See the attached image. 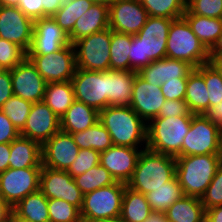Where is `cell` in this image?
Masks as SVG:
<instances>
[{
    "label": "cell",
    "mask_w": 222,
    "mask_h": 222,
    "mask_svg": "<svg viewBox=\"0 0 222 222\" xmlns=\"http://www.w3.org/2000/svg\"><path fill=\"white\" fill-rule=\"evenodd\" d=\"M165 215L169 222H203L205 209L199 197L183 196L172 204Z\"/></svg>",
    "instance_id": "4316f807"
},
{
    "label": "cell",
    "mask_w": 222,
    "mask_h": 222,
    "mask_svg": "<svg viewBox=\"0 0 222 222\" xmlns=\"http://www.w3.org/2000/svg\"><path fill=\"white\" fill-rule=\"evenodd\" d=\"M144 222H169L165 212L152 211Z\"/></svg>",
    "instance_id": "6f0895ef"
},
{
    "label": "cell",
    "mask_w": 222,
    "mask_h": 222,
    "mask_svg": "<svg viewBox=\"0 0 222 222\" xmlns=\"http://www.w3.org/2000/svg\"><path fill=\"white\" fill-rule=\"evenodd\" d=\"M34 21L18 7L0 5V38L15 43L29 51L32 43Z\"/></svg>",
    "instance_id": "5bb4252c"
},
{
    "label": "cell",
    "mask_w": 222,
    "mask_h": 222,
    "mask_svg": "<svg viewBox=\"0 0 222 222\" xmlns=\"http://www.w3.org/2000/svg\"><path fill=\"white\" fill-rule=\"evenodd\" d=\"M32 104L30 101L13 95L2 105L0 110L20 132L26 124Z\"/></svg>",
    "instance_id": "f35d334b"
},
{
    "label": "cell",
    "mask_w": 222,
    "mask_h": 222,
    "mask_svg": "<svg viewBox=\"0 0 222 222\" xmlns=\"http://www.w3.org/2000/svg\"><path fill=\"white\" fill-rule=\"evenodd\" d=\"M46 83L70 81L76 71L73 44L47 55H27Z\"/></svg>",
    "instance_id": "7c38bea8"
},
{
    "label": "cell",
    "mask_w": 222,
    "mask_h": 222,
    "mask_svg": "<svg viewBox=\"0 0 222 222\" xmlns=\"http://www.w3.org/2000/svg\"><path fill=\"white\" fill-rule=\"evenodd\" d=\"M71 135L79 149H94L101 153L113 145L109 132L99 121L86 130Z\"/></svg>",
    "instance_id": "d6a6232c"
},
{
    "label": "cell",
    "mask_w": 222,
    "mask_h": 222,
    "mask_svg": "<svg viewBox=\"0 0 222 222\" xmlns=\"http://www.w3.org/2000/svg\"><path fill=\"white\" fill-rule=\"evenodd\" d=\"M184 100H166L156 118L192 116Z\"/></svg>",
    "instance_id": "bcb514c9"
},
{
    "label": "cell",
    "mask_w": 222,
    "mask_h": 222,
    "mask_svg": "<svg viewBox=\"0 0 222 222\" xmlns=\"http://www.w3.org/2000/svg\"><path fill=\"white\" fill-rule=\"evenodd\" d=\"M12 209L33 222H49L48 199L40 190L30 193Z\"/></svg>",
    "instance_id": "836d02e7"
},
{
    "label": "cell",
    "mask_w": 222,
    "mask_h": 222,
    "mask_svg": "<svg viewBox=\"0 0 222 222\" xmlns=\"http://www.w3.org/2000/svg\"><path fill=\"white\" fill-rule=\"evenodd\" d=\"M75 101L71 80L66 82L47 83L43 102L61 118Z\"/></svg>",
    "instance_id": "f546056e"
},
{
    "label": "cell",
    "mask_w": 222,
    "mask_h": 222,
    "mask_svg": "<svg viewBox=\"0 0 222 222\" xmlns=\"http://www.w3.org/2000/svg\"><path fill=\"white\" fill-rule=\"evenodd\" d=\"M148 16L177 19L183 17L187 0H138Z\"/></svg>",
    "instance_id": "74e56055"
},
{
    "label": "cell",
    "mask_w": 222,
    "mask_h": 222,
    "mask_svg": "<svg viewBox=\"0 0 222 222\" xmlns=\"http://www.w3.org/2000/svg\"><path fill=\"white\" fill-rule=\"evenodd\" d=\"M176 175V158L147 149L141 150L129 182L130 189L147 194L163 186Z\"/></svg>",
    "instance_id": "7a4b0ae2"
},
{
    "label": "cell",
    "mask_w": 222,
    "mask_h": 222,
    "mask_svg": "<svg viewBox=\"0 0 222 222\" xmlns=\"http://www.w3.org/2000/svg\"><path fill=\"white\" fill-rule=\"evenodd\" d=\"M203 77L209 94V108L222 102V76L209 63L195 68Z\"/></svg>",
    "instance_id": "60d3db41"
},
{
    "label": "cell",
    "mask_w": 222,
    "mask_h": 222,
    "mask_svg": "<svg viewBox=\"0 0 222 222\" xmlns=\"http://www.w3.org/2000/svg\"><path fill=\"white\" fill-rule=\"evenodd\" d=\"M222 129L205 114H193L184 137L182 156L221 154Z\"/></svg>",
    "instance_id": "52a82bcc"
},
{
    "label": "cell",
    "mask_w": 222,
    "mask_h": 222,
    "mask_svg": "<svg viewBox=\"0 0 222 222\" xmlns=\"http://www.w3.org/2000/svg\"><path fill=\"white\" fill-rule=\"evenodd\" d=\"M10 143L0 144V173L9 168Z\"/></svg>",
    "instance_id": "f5cc1de1"
},
{
    "label": "cell",
    "mask_w": 222,
    "mask_h": 222,
    "mask_svg": "<svg viewBox=\"0 0 222 222\" xmlns=\"http://www.w3.org/2000/svg\"><path fill=\"white\" fill-rule=\"evenodd\" d=\"M9 168H42L41 145L19 135L10 143Z\"/></svg>",
    "instance_id": "cb8c5ba5"
},
{
    "label": "cell",
    "mask_w": 222,
    "mask_h": 222,
    "mask_svg": "<svg viewBox=\"0 0 222 222\" xmlns=\"http://www.w3.org/2000/svg\"><path fill=\"white\" fill-rule=\"evenodd\" d=\"M221 163V154L176 157V177L184 195L201 198Z\"/></svg>",
    "instance_id": "277c9868"
},
{
    "label": "cell",
    "mask_w": 222,
    "mask_h": 222,
    "mask_svg": "<svg viewBox=\"0 0 222 222\" xmlns=\"http://www.w3.org/2000/svg\"><path fill=\"white\" fill-rule=\"evenodd\" d=\"M49 222H82L80 209L62 199H48Z\"/></svg>",
    "instance_id": "ab89813d"
},
{
    "label": "cell",
    "mask_w": 222,
    "mask_h": 222,
    "mask_svg": "<svg viewBox=\"0 0 222 222\" xmlns=\"http://www.w3.org/2000/svg\"><path fill=\"white\" fill-rule=\"evenodd\" d=\"M110 44V28L75 41L73 47L75 50L76 68L88 71H109Z\"/></svg>",
    "instance_id": "9c48e42d"
},
{
    "label": "cell",
    "mask_w": 222,
    "mask_h": 222,
    "mask_svg": "<svg viewBox=\"0 0 222 222\" xmlns=\"http://www.w3.org/2000/svg\"><path fill=\"white\" fill-rule=\"evenodd\" d=\"M193 70L194 67L188 62L165 57L151 62L137 73L147 83L161 86L171 80H187Z\"/></svg>",
    "instance_id": "7402d4cb"
},
{
    "label": "cell",
    "mask_w": 222,
    "mask_h": 222,
    "mask_svg": "<svg viewBox=\"0 0 222 222\" xmlns=\"http://www.w3.org/2000/svg\"><path fill=\"white\" fill-rule=\"evenodd\" d=\"M13 95L10 70L0 69V109L2 105Z\"/></svg>",
    "instance_id": "f907efd6"
},
{
    "label": "cell",
    "mask_w": 222,
    "mask_h": 222,
    "mask_svg": "<svg viewBox=\"0 0 222 222\" xmlns=\"http://www.w3.org/2000/svg\"><path fill=\"white\" fill-rule=\"evenodd\" d=\"M82 222H125L121 217L111 218V219H101V220H91Z\"/></svg>",
    "instance_id": "6125c7cd"
},
{
    "label": "cell",
    "mask_w": 222,
    "mask_h": 222,
    "mask_svg": "<svg viewBox=\"0 0 222 222\" xmlns=\"http://www.w3.org/2000/svg\"><path fill=\"white\" fill-rule=\"evenodd\" d=\"M200 200L205 210L222 205V163Z\"/></svg>",
    "instance_id": "f6af8a7d"
},
{
    "label": "cell",
    "mask_w": 222,
    "mask_h": 222,
    "mask_svg": "<svg viewBox=\"0 0 222 222\" xmlns=\"http://www.w3.org/2000/svg\"><path fill=\"white\" fill-rule=\"evenodd\" d=\"M71 44L69 35L52 17L34 21L32 43L27 55H47Z\"/></svg>",
    "instance_id": "2e32d148"
},
{
    "label": "cell",
    "mask_w": 222,
    "mask_h": 222,
    "mask_svg": "<svg viewBox=\"0 0 222 222\" xmlns=\"http://www.w3.org/2000/svg\"><path fill=\"white\" fill-rule=\"evenodd\" d=\"M209 54H222V32L214 46L209 50Z\"/></svg>",
    "instance_id": "91938a15"
},
{
    "label": "cell",
    "mask_w": 222,
    "mask_h": 222,
    "mask_svg": "<svg viewBox=\"0 0 222 222\" xmlns=\"http://www.w3.org/2000/svg\"><path fill=\"white\" fill-rule=\"evenodd\" d=\"M165 101L160 86L147 83L138 74L135 76L130 107L145 122L159 115Z\"/></svg>",
    "instance_id": "44dd1931"
},
{
    "label": "cell",
    "mask_w": 222,
    "mask_h": 222,
    "mask_svg": "<svg viewBox=\"0 0 222 222\" xmlns=\"http://www.w3.org/2000/svg\"><path fill=\"white\" fill-rule=\"evenodd\" d=\"M75 100L98 112L108 107V71H88L76 68L71 79Z\"/></svg>",
    "instance_id": "30bf717a"
},
{
    "label": "cell",
    "mask_w": 222,
    "mask_h": 222,
    "mask_svg": "<svg viewBox=\"0 0 222 222\" xmlns=\"http://www.w3.org/2000/svg\"><path fill=\"white\" fill-rule=\"evenodd\" d=\"M99 122L107 129L113 145L136 147L147 141V125L130 106H108L99 111Z\"/></svg>",
    "instance_id": "3957f363"
},
{
    "label": "cell",
    "mask_w": 222,
    "mask_h": 222,
    "mask_svg": "<svg viewBox=\"0 0 222 222\" xmlns=\"http://www.w3.org/2000/svg\"><path fill=\"white\" fill-rule=\"evenodd\" d=\"M148 13L138 0H114L109 6V28L136 35L146 24Z\"/></svg>",
    "instance_id": "9a60e30c"
},
{
    "label": "cell",
    "mask_w": 222,
    "mask_h": 222,
    "mask_svg": "<svg viewBox=\"0 0 222 222\" xmlns=\"http://www.w3.org/2000/svg\"><path fill=\"white\" fill-rule=\"evenodd\" d=\"M99 121V112L83 102L75 100L60 118L61 131L76 133L86 130Z\"/></svg>",
    "instance_id": "d4e9b609"
},
{
    "label": "cell",
    "mask_w": 222,
    "mask_h": 222,
    "mask_svg": "<svg viewBox=\"0 0 222 222\" xmlns=\"http://www.w3.org/2000/svg\"><path fill=\"white\" fill-rule=\"evenodd\" d=\"M93 5L94 3L91 0H64L63 5L52 18L69 34L73 30L77 19Z\"/></svg>",
    "instance_id": "e575fe53"
},
{
    "label": "cell",
    "mask_w": 222,
    "mask_h": 222,
    "mask_svg": "<svg viewBox=\"0 0 222 222\" xmlns=\"http://www.w3.org/2000/svg\"><path fill=\"white\" fill-rule=\"evenodd\" d=\"M166 57L188 62L194 68L209 62V50L192 32L184 17L172 20L168 32Z\"/></svg>",
    "instance_id": "8992f818"
},
{
    "label": "cell",
    "mask_w": 222,
    "mask_h": 222,
    "mask_svg": "<svg viewBox=\"0 0 222 222\" xmlns=\"http://www.w3.org/2000/svg\"><path fill=\"white\" fill-rule=\"evenodd\" d=\"M151 212L146 196L126 186L120 217L125 222H144Z\"/></svg>",
    "instance_id": "4dcf8cb0"
},
{
    "label": "cell",
    "mask_w": 222,
    "mask_h": 222,
    "mask_svg": "<svg viewBox=\"0 0 222 222\" xmlns=\"http://www.w3.org/2000/svg\"><path fill=\"white\" fill-rule=\"evenodd\" d=\"M41 150L42 166L67 171L80 149L70 133L60 130L41 146Z\"/></svg>",
    "instance_id": "d6986e66"
},
{
    "label": "cell",
    "mask_w": 222,
    "mask_h": 222,
    "mask_svg": "<svg viewBox=\"0 0 222 222\" xmlns=\"http://www.w3.org/2000/svg\"><path fill=\"white\" fill-rule=\"evenodd\" d=\"M184 101L192 114H206L209 109V94L204 77L195 68L188 75Z\"/></svg>",
    "instance_id": "83f0119b"
},
{
    "label": "cell",
    "mask_w": 222,
    "mask_h": 222,
    "mask_svg": "<svg viewBox=\"0 0 222 222\" xmlns=\"http://www.w3.org/2000/svg\"><path fill=\"white\" fill-rule=\"evenodd\" d=\"M20 0H0V5L16 6L18 7Z\"/></svg>",
    "instance_id": "be15d7a7"
},
{
    "label": "cell",
    "mask_w": 222,
    "mask_h": 222,
    "mask_svg": "<svg viewBox=\"0 0 222 222\" xmlns=\"http://www.w3.org/2000/svg\"><path fill=\"white\" fill-rule=\"evenodd\" d=\"M136 71H108V106H130Z\"/></svg>",
    "instance_id": "484cf974"
},
{
    "label": "cell",
    "mask_w": 222,
    "mask_h": 222,
    "mask_svg": "<svg viewBox=\"0 0 222 222\" xmlns=\"http://www.w3.org/2000/svg\"><path fill=\"white\" fill-rule=\"evenodd\" d=\"M205 115L219 124L222 129V102L218 105L211 106Z\"/></svg>",
    "instance_id": "11a10c76"
},
{
    "label": "cell",
    "mask_w": 222,
    "mask_h": 222,
    "mask_svg": "<svg viewBox=\"0 0 222 222\" xmlns=\"http://www.w3.org/2000/svg\"><path fill=\"white\" fill-rule=\"evenodd\" d=\"M187 80H171L162 84L161 92L166 100H184Z\"/></svg>",
    "instance_id": "7dc6e473"
},
{
    "label": "cell",
    "mask_w": 222,
    "mask_h": 222,
    "mask_svg": "<svg viewBox=\"0 0 222 222\" xmlns=\"http://www.w3.org/2000/svg\"><path fill=\"white\" fill-rule=\"evenodd\" d=\"M140 152L138 148L112 145L100 153V164L116 182L127 184L133 175Z\"/></svg>",
    "instance_id": "ffe728a7"
},
{
    "label": "cell",
    "mask_w": 222,
    "mask_h": 222,
    "mask_svg": "<svg viewBox=\"0 0 222 222\" xmlns=\"http://www.w3.org/2000/svg\"><path fill=\"white\" fill-rule=\"evenodd\" d=\"M173 19L148 16L146 24L132 35L129 70L138 72L151 62L166 57L169 28Z\"/></svg>",
    "instance_id": "6da1fadb"
},
{
    "label": "cell",
    "mask_w": 222,
    "mask_h": 222,
    "mask_svg": "<svg viewBox=\"0 0 222 222\" xmlns=\"http://www.w3.org/2000/svg\"><path fill=\"white\" fill-rule=\"evenodd\" d=\"M42 168H8L0 173V198L14 208L30 193L39 190Z\"/></svg>",
    "instance_id": "8fae6325"
},
{
    "label": "cell",
    "mask_w": 222,
    "mask_h": 222,
    "mask_svg": "<svg viewBox=\"0 0 222 222\" xmlns=\"http://www.w3.org/2000/svg\"><path fill=\"white\" fill-rule=\"evenodd\" d=\"M12 208L0 198V222H7Z\"/></svg>",
    "instance_id": "680465c9"
},
{
    "label": "cell",
    "mask_w": 222,
    "mask_h": 222,
    "mask_svg": "<svg viewBox=\"0 0 222 222\" xmlns=\"http://www.w3.org/2000/svg\"><path fill=\"white\" fill-rule=\"evenodd\" d=\"M183 17L187 20L192 32L210 50L222 32V19L190 14L187 10Z\"/></svg>",
    "instance_id": "f1b7e54d"
},
{
    "label": "cell",
    "mask_w": 222,
    "mask_h": 222,
    "mask_svg": "<svg viewBox=\"0 0 222 222\" xmlns=\"http://www.w3.org/2000/svg\"><path fill=\"white\" fill-rule=\"evenodd\" d=\"M132 35L111 30L110 70L128 71Z\"/></svg>",
    "instance_id": "d590c367"
},
{
    "label": "cell",
    "mask_w": 222,
    "mask_h": 222,
    "mask_svg": "<svg viewBox=\"0 0 222 222\" xmlns=\"http://www.w3.org/2000/svg\"><path fill=\"white\" fill-rule=\"evenodd\" d=\"M109 28V7L94 3L77 21L68 34L71 44L75 41Z\"/></svg>",
    "instance_id": "603a6c76"
},
{
    "label": "cell",
    "mask_w": 222,
    "mask_h": 222,
    "mask_svg": "<svg viewBox=\"0 0 222 222\" xmlns=\"http://www.w3.org/2000/svg\"><path fill=\"white\" fill-rule=\"evenodd\" d=\"M222 76V54H209V62Z\"/></svg>",
    "instance_id": "9f6ffc18"
},
{
    "label": "cell",
    "mask_w": 222,
    "mask_h": 222,
    "mask_svg": "<svg viewBox=\"0 0 222 222\" xmlns=\"http://www.w3.org/2000/svg\"><path fill=\"white\" fill-rule=\"evenodd\" d=\"M7 222H33L29 219L23 218L20 215H18L13 209L11 210L8 221Z\"/></svg>",
    "instance_id": "94428289"
},
{
    "label": "cell",
    "mask_w": 222,
    "mask_h": 222,
    "mask_svg": "<svg viewBox=\"0 0 222 222\" xmlns=\"http://www.w3.org/2000/svg\"><path fill=\"white\" fill-rule=\"evenodd\" d=\"M93 3L97 4H104L107 5L108 7L112 4L114 0H91Z\"/></svg>",
    "instance_id": "e7e4bbea"
},
{
    "label": "cell",
    "mask_w": 222,
    "mask_h": 222,
    "mask_svg": "<svg viewBox=\"0 0 222 222\" xmlns=\"http://www.w3.org/2000/svg\"><path fill=\"white\" fill-rule=\"evenodd\" d=\"M186 10L190 14L222 19V0H187Z\"/></svg>",
    "instance_id": "7bdbcfd3"
},
{
    "label": "cell",
    "mask_w": 222,
    "mask_h": 222,
    "mask_svg": "<svg viewBox=\"0 0 222 222\" xmlns=\"http://www.w3.org/2000/svg\"><path fill=\"white\" fill-rule=\"evenodd\" d=\"M27 57V52L8 40L0 38V69L11 70Z\"/></svg>",
    "instance_id": "b9f144b4"
},
{
    "label": "cell",
    "mask_w": 222,
    "mask_h": 222,
    "mask_svg": "<svg viewBox=\"0 0 222 222\" xmlns=\"http://www.w3.org/2000/svg\"><path fill=\"white\" fill-rule=\"evenodd\" d=\"M206 222H222V205L205 210Z\"/></svg>",
    "instance_id": "db71d44e"
},
{
    "label": "cell",
    "mask_w": 222,
    "mask_h": 222,
    "mask_svg": "<svg viewBox=\"0 0 222 222\" xmlns=\"http://www.w3.org/2000/svg\"><path fill=\"white\" fill-rule=\"evenodd\" d=\"M64 0H42L43 17H52L63 5Z\"/></svg>",
    "instance_id": "816d5d0a"
},
{
    "label": "cell",
    "mask_w": 222,
    "mask_h": 222,
    "mask_svg": "<svg viewBox=\"0 0 222 222\" xmlns=\"http://www.w3.org/2000/svg\"><path fill=\"white\" fill-rule=\"evenodd\" d=\"M39 190L47 199H62L82 207L83 194L67 171L42 166Z\"/></svg>",
    "instance_id": "4fadbf2b"
},
{
    "label": "cell",
    "mask_w": 222,
    "mask_h": 222,
    "mask_svg": "<svg viewBox=\"0 0 222 222\" xmlns=\"http://www.w3.org/2000/svg\"><path fill=\"white\" fill-rule=\"evenodd\" d=\"M18 8L33 21L43 18L42 0H20Z\"/></svg>",
    "instance_id": "681fc988"
},
{
    "label": "cell",
    "mask_w": 222,
    "mask_h": 222,
    "mask_svg": "<svg viewBox=\"0 0 222 222\" xmlns=\"http://www.w3.org/2000/svg\"><path fill=\"white\" fill-rule=\"evenodd\" d=\"M152 211L165 212L172 204L184 196L176 175L163 186L145 194Z\"/></svg>",
    "instance_id": "1f68e13d"
},
{
    "label": "cell",
    "mask_w": 222,
    "mask_h": 222,
    "mask_svg": "<svg viewBox=\"0 0 222 222\" xmlns=\"http://www.w3.org/2000/svg\"><path fill=\"white\" fill-rule=\"evenodd\" d=\"M192 116L153 118L147 125L146 148L172 157L182 156V144Z\"/></svg>",
    "instance_id": "5b68a950"
},
{
    "label": "cell",
    "mask_w": 222,
    "mask_h": 222,
    "mask_svg": "<svg viewBox=\"0 0 222 222\" xmlns=\"http://www.w3.org/2000/svg\"><path fill=\"white\" fill-rule=\"evenodd\" d=\"M13 94L32 103L43 101L46 81L26 57L10 70Z\"/></svg>",
    "instance_id": "e0dca14e"
},
{
    "label": "cell",
    "mask_w": 222,
    "mask_h": 222,
    "mask_svg": "<svg viewBox=\"0 0 222 222\" xmlns=\"http://www.w3.org/2000/svg\"><path fill=\"white\" fill-rule=\"evenodd\" d=\"M126 184L116 182L83 195L80 209L82 221L117 218L121 215Z\"/></svg>",
    "instance_id": "ba28073f"
},
{
    "label": "cell",
    "mask_w": 222,
    "mask_h": 222,
    "mask_svg": "<svg viewBox=\"0 0 222 222\" xmlns=\"http://www.w3.org/2000/svg\"><path fill=\"white\" fill-rule=\"evenodd\" d=\"M60 130V118L43 101H40L32 104L20 135L42 146Z\"/></svg>",
    "instance_id": "ac0fdd59"
},
{
    "label": "cell",
    "mask_w": 222,
    "mask_h": 222,
    "mask_svg": "<svg viewBox=\"0 0 222 222\" xmlns=\"http://www.w3.org/2000/svg\"><path fill=\"white\" fill-rule=\"evenodd\" d=\"M100 164V153L94 149H80L67 172L75 177Z\"/></svg>",
    "instance_id": "ee69618b"
},
{
    "label": "cell",
    "mask_w": 222,
    "mask_h": 222,
    "mask_svg": "<svg viewBox=\"0 0 222 222\" xmlns=\"http://www.w3.org/2000/svg\"><path fill=\"white\" fill-rule=\"evenodd\" d=\"M73 179L83 195L116 183L113 176L101 164L73 177Z\"/></svg>",
    "instance_id": "8d00e7d4"
},
{
    "label": "cell",
    "mask_w": 222,
    "mask_h": 222,
    "mask_svg": "<svg viewBox=\"0 0 222 222\" xmlns=\"http://www.w3.org/2000/svg\"><path fill=\"white\" fill-rule=\"evenodd\" d=\"M20 135L13 123L0 110V144L11 143Z\"/></svg>",
    "instance_id": "c3c4849f"
}]
</instances>
